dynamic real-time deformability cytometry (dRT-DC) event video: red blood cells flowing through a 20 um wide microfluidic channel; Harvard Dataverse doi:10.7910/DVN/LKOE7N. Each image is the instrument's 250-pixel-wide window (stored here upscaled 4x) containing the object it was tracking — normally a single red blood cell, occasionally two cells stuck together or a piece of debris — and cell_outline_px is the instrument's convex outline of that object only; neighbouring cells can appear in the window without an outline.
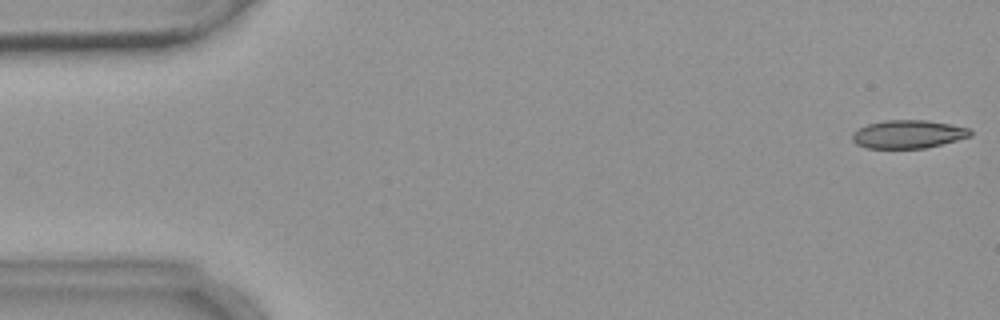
{"species": "common noctule bat (a hibernating species)", "species_latin": "Nyctalus noctula", "temperature_condition": "warm", "stored_images_in_passage": 4, "camera_frame_rate_fps": 3000, "um_per_image_px": 0.085, "animal": {"sex": "female", "body_mass_g": 18.4}, "frame": {"image": 1, "passage_image": 1, "time_ms": 0.0, "image_size_px": [1000, 320], "cell_outline_px": [[972, 136], [924, 148], [868, 148], [856, 144], [852, 140], [852, 132], [868, 124], [884, 120], [928, 120], [952, 124], [968, 128], [972, 132]], "centroid_in_image_um": [77.19, 11.4], "position_along_channel_um": 7.8, "area_um2": 19.36}}